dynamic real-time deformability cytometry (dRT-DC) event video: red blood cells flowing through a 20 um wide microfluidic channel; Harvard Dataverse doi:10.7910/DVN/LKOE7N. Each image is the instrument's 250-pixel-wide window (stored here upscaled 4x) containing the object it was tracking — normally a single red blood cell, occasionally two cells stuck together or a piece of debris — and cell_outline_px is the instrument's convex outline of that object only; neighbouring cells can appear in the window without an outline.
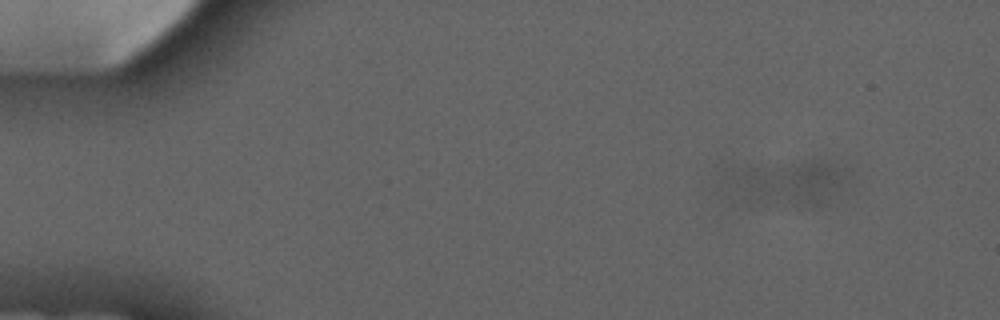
{"species": "common noctule bat (a hibernating species)", "species_latin": "Nyctalus noctula", "temperature_condition": "cold", "stored_images_in_passage": 5, "segment_of_instrument_passage": [1, 2], "camera_frame_rate_fps": 3000, "um_per_image_px": 0.085, "animal": {"sex": "male", "forearm_length_mm": 52.5}, "frame": {"image": 1, "passage_image": 1, "time_ms": 0.0, "image_size_px": [1000, 320], "cell_outline_px": [[764, 196], [752, 208], [712, 192], [712, 180], [724, 172], [732, 168], [756, 168], [760, 172], [764, 180]], "centroid_in_image_um": [62.94, 15.79], "position_along_channel_um": 22.1, "area_um2": 11.1}}